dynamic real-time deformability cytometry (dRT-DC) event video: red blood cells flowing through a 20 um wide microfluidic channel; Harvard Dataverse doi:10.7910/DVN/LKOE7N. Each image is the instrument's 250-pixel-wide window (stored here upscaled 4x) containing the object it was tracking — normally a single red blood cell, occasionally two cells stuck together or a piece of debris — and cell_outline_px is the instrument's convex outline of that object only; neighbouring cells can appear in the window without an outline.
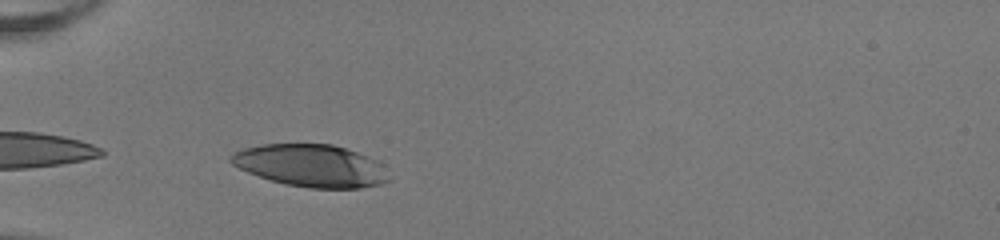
{"species": "human", "species_latin": "Homo sapiens", "temperature_condition": "room temperature", "stored_images_in_passage": 29, "camera_frame_rate_fps": 3000, "um_per_image_px": 0.085, "donor": {"sex": "female"}, "frame": {"image": 1, "passage_image": 1, "time_ms": 0.0, "image_size_px": [1000, 240], "cell_outline_px": [[392, 180], [384, 184], [360, 188], [308, 188], [284, 184], [248, 172], [232, 164], [228, 160], [228, 156], [232, 152], [244, 148], [260, 144], [332, 144], [356, 152], [376, 160], [380, 164]], "centroid_in_image_um": [26.42, 14.08], "position_along_channel_um": 58.6, "area_um2": 39.02}}
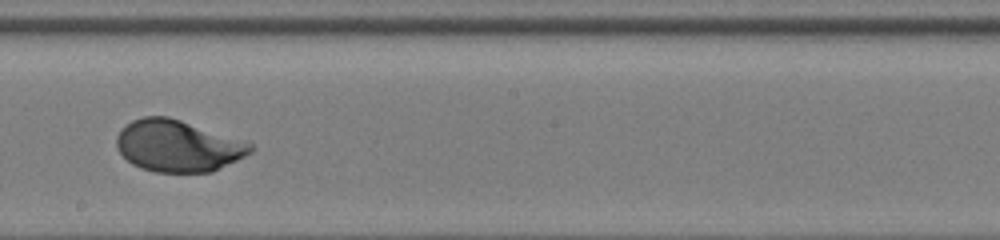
{"frame": {"image": 2, "passage_image": 15, "time_ms": 4.667, "image_size_px": [1000, 240], "cell_outline_px": [[256, 148], [252, 152], [212, 172], [156, 172], [140, 168], [132, 164], [116, 148], [116, 136], [132, 120], [144, 116], [168, 116], [252, 144]], "centroid_in_image_um": [15.09, 12.41], "position_along_channel_um": 233.1, "area_um2": 39.77}}
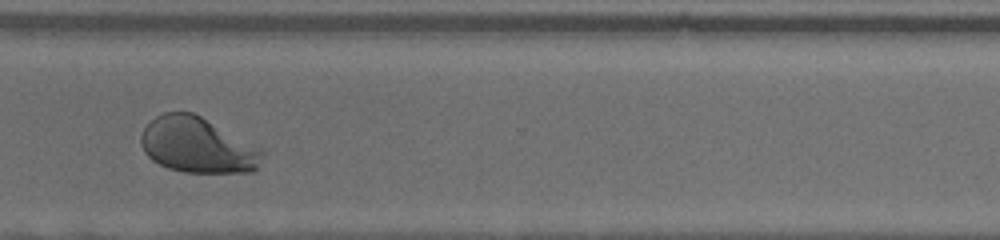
{"frame": {"image": 3, "passage_image": 24, "time_ms": 7.667, "image_size_px": [1000, 240], "cell_outline_px": [[268, 152], [256, 168], [252, 172], [184, 172], [168, 168], [152, 160], [144, 152], [140, 144], [140, 136], [144, 128], [156, 116], [164, 112], [192, 112], [200, 116]], "centroid_in_image_um": [16.79, 12.35], "position_along_channel_um": 353.8, "area_um2": 39.13}, "authors_computed_cell_mechanics": {"area_um2": 40.3444, "velocity_mm_per_s": 4.0278, "shape_relaxation_time_tau1_ms": 2.8653, "shape_relaxation_time_tau2_ms": null, "deformation_change_tau1": 0.1821, "deformation_change_tau2": null}}